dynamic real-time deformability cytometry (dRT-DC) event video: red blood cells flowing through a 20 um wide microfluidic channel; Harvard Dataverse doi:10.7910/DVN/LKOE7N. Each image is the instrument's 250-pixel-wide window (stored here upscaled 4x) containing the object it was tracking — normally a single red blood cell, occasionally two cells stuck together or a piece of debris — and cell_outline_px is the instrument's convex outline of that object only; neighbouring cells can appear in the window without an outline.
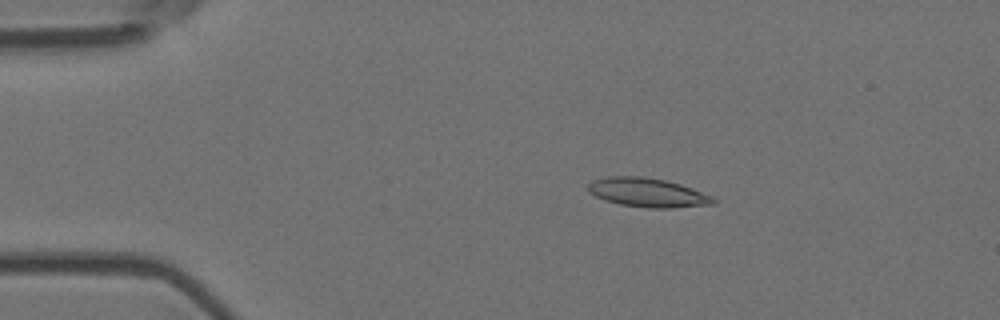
{"species": "Egyptian fruit bat (a non-hibernating species)", "species_latin": "Rousettus aegyptiacus", "temperature_condition": "room temperature", "stored_images_in_passage": 7, "camera_frame_rate_fps": 3000, "um_per_image_px": 0.085, "animal": {"sex": "female"}, "frame": {"image": 1, "passage_image": 3, "time_ms": 0.667, "image_size_px": [1000, 320], "cell_outline_px": [[716, 204], [672, 208], [648, 208], [620, 204], [604, 200], [588, 192], [588, 184], [592, 180], [608, 176], [644, 176], [664, 180], [680, 184], [692, 188], [712, 196], [716, 200]], "centroid_in_image_um": [55.04, 16.37], "position_along_channel_um": 30.0, "area_um2": 21.27}}
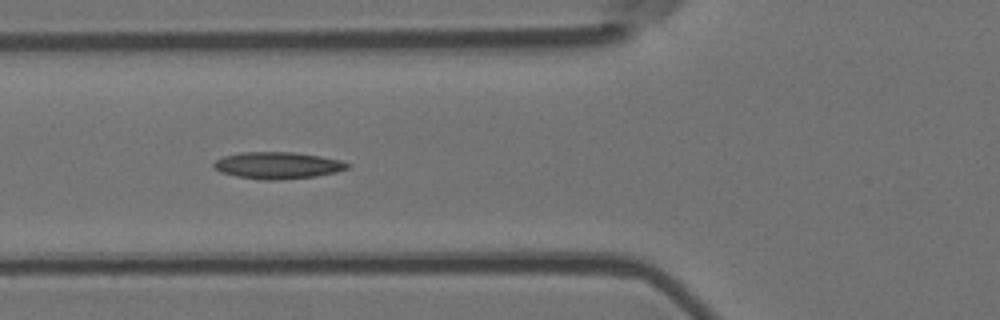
{"frame": {"image": 2, "passage_image": 6, "time_ms": 1.667, "image_size_px": [1000, 320], "cell_outline_px": [[352, 164], [348, 168], [336, 172], [316, 176], [276, 180], [264, 180], [236, 176], [220, 172], [212, 168], [212, 164], [216, 160], [224, 156], [240, 152], [292, 152], [320, 156], [340, 160]], "centroid_in_image_um": [23.58, 14.05], "position_along_channel_um": 102.2, "area_um2": 20.92}}
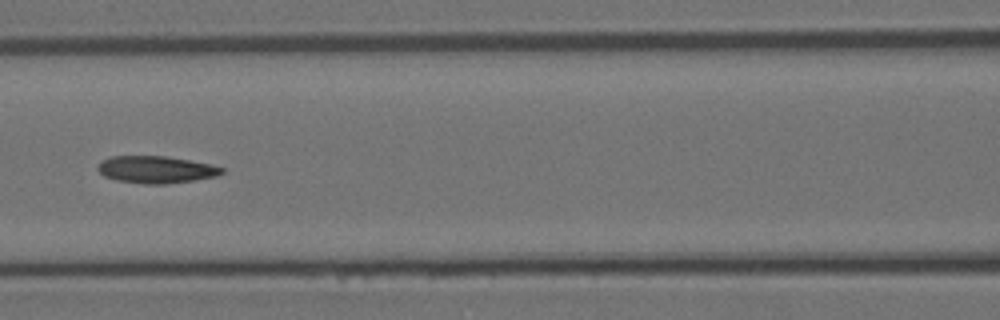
{"frame": {"image": 3, "passage_image": 7, "time_ms": 2.0, "image_size_px": [1000, 320], "cell_outline_px": [[224, 172], [216, 176], [192, 180], [164, 184], [144, 184], [116, 180], [104, 176], [96, 168], [104, 160], [112, 156], [164, 156], [212, 164], [224, 168]], "centroid_in_image_um": [13.27, 14.41], "position_along_channel_um": 153.3, "area_um2": 19.42}}